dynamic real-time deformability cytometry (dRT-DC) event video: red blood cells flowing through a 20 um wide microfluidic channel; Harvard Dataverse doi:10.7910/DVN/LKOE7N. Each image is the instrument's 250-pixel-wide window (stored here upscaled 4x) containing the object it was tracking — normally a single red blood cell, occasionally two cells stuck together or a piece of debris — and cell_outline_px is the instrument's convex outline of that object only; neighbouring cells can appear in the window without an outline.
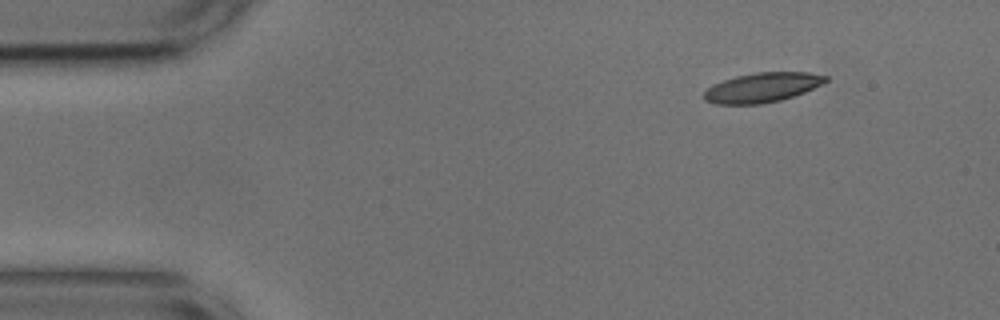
{"species": "common noctule bat (a hibernating species)", "species_latin": "Nyctalus noctula", "temperature_condition": "cold", "stored_images_in_passage": 49, "camera_frame_rate_fps": 3000, "um_per_image_px": 0.085, "animal": {"sex": "male", "body_mass_g": 17.9, "forearm_length_mm": 54.2}, "frame": {"image": 1, "passage_image": 1, "time_ms": 0.0, "image_size_px": [1000, 320], "cell_outline_px": [[828, 80], [804, 92], [780, 100], [760, 104], [716, 104], [704, 100], [704, 92], [712, 84], [736, 76], [756, 72], [808, 72], [828, 76]], "centroid_in_image_um": [64.76, 7.43], "position_along_channel_um": 20.2, "area_um2": 20.81}}
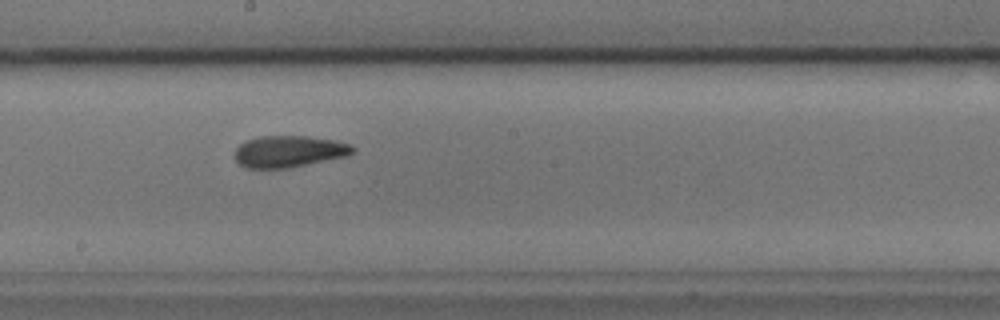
{"frame": {"image": 2, "passage_image": 24, "time_ms": 7.667, "image_size_px": [1000, 320], "cell_outline_px": [[356, 152], [348, 156], [288, 168], [244, 168], [232, 156], [236, 148], [244, 140], [260, 136], [308, 136], [332, 140], [352, 144], [356, 148]], "centroid_in_image_um": [24.56, 12.87], "position_along_channel_um": 223.6, "area_um2": 22.08}}
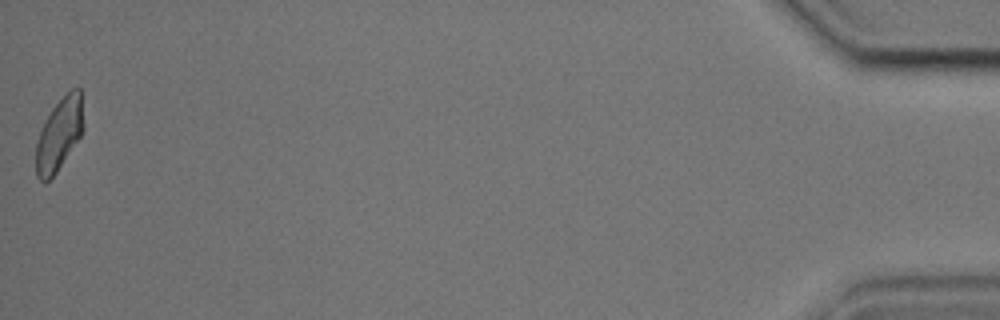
{"frame": {"image": 3, "passage_image": 49, "time_ms": 16.0, "image_size_px": [1000, 320], "cell_outline_px": [[84, 128], [80, 136], [56, 172], [44, 184], [36, 176], [36, 144], [40, 132], [52, 108], [72, 88], [80, 88], [84, 124]], "centroid_in_image_um": [5.03, 11.43], "position_along_channel_um": 430.2, "area_um2": 19.65}, "authors_computed_cell_mechanics": {"area_um2": 21.4438, "velocity_mm_per_s": 3.6456, "shape_relaxation_time_tau1_ms": 5.6235, "shape_relaxation_time_tau2_ms": 3.4612, "deformation_change_tau1": 0.1473, "deformation_change_tau2": 0.0951}}